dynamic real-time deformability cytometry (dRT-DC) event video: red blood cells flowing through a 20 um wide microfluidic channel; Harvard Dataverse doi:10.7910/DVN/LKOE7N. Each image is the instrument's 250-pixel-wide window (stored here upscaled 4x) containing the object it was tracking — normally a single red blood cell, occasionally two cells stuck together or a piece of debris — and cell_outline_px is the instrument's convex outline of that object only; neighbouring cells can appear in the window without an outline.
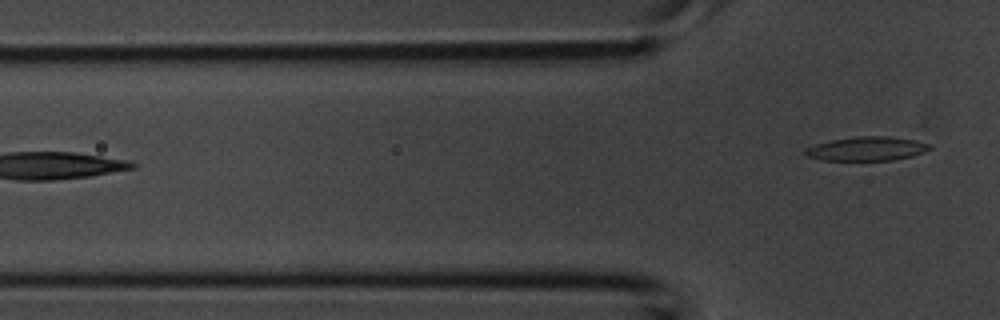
{"species": "common noctule bat (a hibernating species)", "species_latin": "Nyctalus noctula", "temperature_condition": "room temperature", "stored_images_in_passage": 4, "camera_frame_rate_fps": 3000, "um_per_image_px": 0.085, "animal": {"sex": "male", "body_mass_g": 20.1, "forearm_length_mm": 53.5}, "frame": {"image": 1, "passage_image": 4, "time_ms": 1.0, "image_size_px": [1000, 320], "cell_outline_px": [[932, 148], [924, 152], [912, 156], [892, 160], [820, 160], [804, 156], [804, 148], [816, 144], [832, 140], [856, 136], [888, 136], [916, 140], [932, 144]], "centroid_in_image_um": [73.67, 12.64], "position_along_channel_um": 52.1, "area_um2": 17.57}}